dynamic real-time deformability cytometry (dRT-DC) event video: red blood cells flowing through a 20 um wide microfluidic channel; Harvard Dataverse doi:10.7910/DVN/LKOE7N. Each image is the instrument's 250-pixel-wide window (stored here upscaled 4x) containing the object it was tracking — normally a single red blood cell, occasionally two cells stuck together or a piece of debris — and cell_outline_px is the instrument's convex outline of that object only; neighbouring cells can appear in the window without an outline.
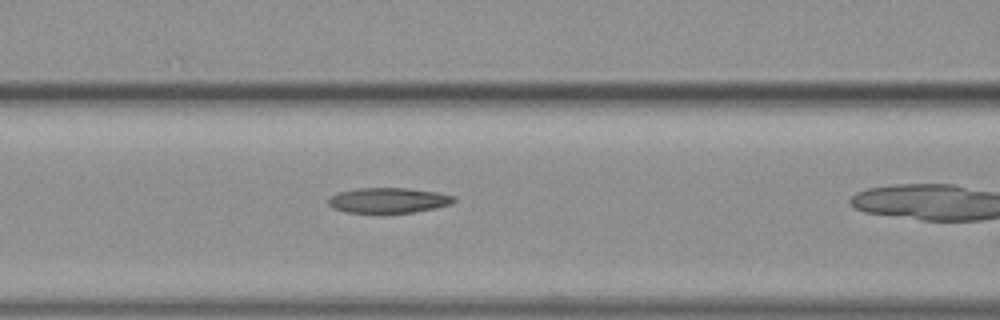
{"species": "common noctule bat (a hibernating species)", "species_latin": "Nyctalus noctula", "temperature_condition": "warm", "stored_images_in_passage": 14, "camera_frame_rate_fps": 3000, "um_per_image_px": 0.085, "animal": {"sex": "female", "body_mass_g": 19.3, "forearm_length_mm": 54.1}, "frame": {"image": 1, "passage_image": 5, "time_ms": 1.333, "image_size_px": [1000, 320], "cell_outline_px": [[456, 200], [452, 204], [436, 208], [412, 212], [384, 216], [344, 212], [332, 208], [328, 204], [328, 200], [332, 196], [340, 192], [356, 188], [408, 188], [436, 192], [456, 196]], "centroid_in_image_um": [33.0, 17.08], "position_along_channel_um": 133.6, "area_um2": 19.36}}
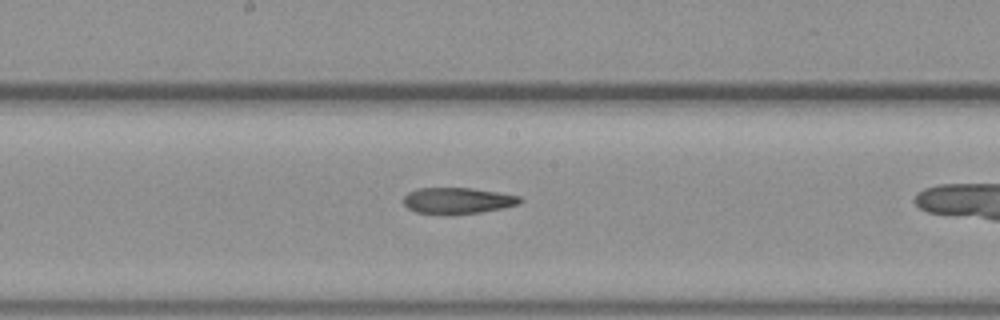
{"frame": {"image": 2, "passage_image": 10, "time_ms": 3.0, "image_size_px": [1000, 320], "cell_outline_px": [[524, 200], [520, 204], [504, 208], [480, 212], [452, 216], [444, 216], [416, 212], [408, 208], [404, 204], [404, 196], [408, 192], [416, 188], [472, 188], [520, 196]], "centroid_in_image_um": [38.89, 17.08], "position_along_channel_um": 209.3, "area_um2": 18.26}}
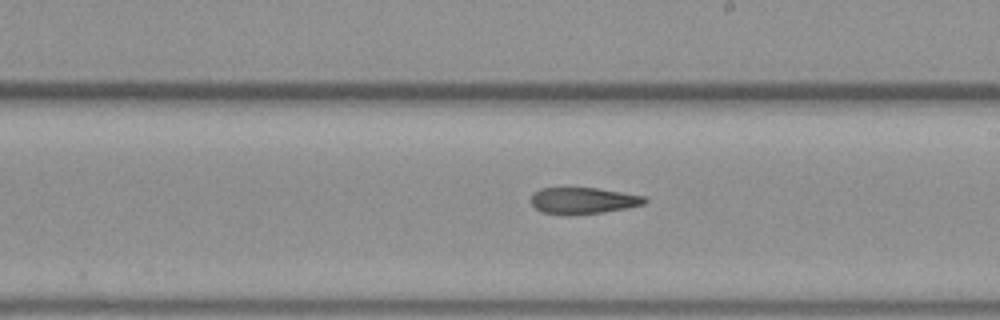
{"frame": {"image": 3, "passage_image": 12, "time_ms": 3.667, "image_size_px": [1000, 320], "cell_outline_px": [[648, 200], [644, 204], [628, 208], [604, 212], [540, 212], [532, 204], [532, 192], [540, 188], [596, 188], [648, 196]], "centroid_in_image_um": [49.64, 17.01], "position_along_channel_um": 239.4, "area_um2": 16.94}}